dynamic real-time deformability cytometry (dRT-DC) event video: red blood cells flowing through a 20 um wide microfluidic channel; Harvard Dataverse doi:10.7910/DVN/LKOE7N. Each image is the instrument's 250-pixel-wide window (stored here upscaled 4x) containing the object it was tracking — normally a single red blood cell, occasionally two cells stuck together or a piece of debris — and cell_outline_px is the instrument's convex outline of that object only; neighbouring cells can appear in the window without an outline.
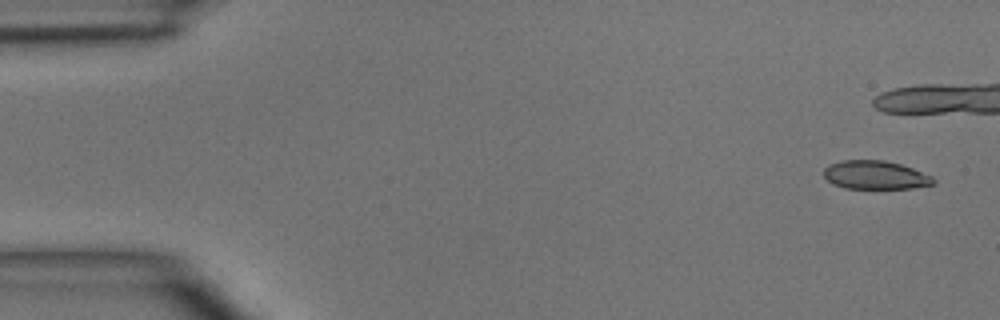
{"species": "common noctule bat (a hibernating species)", "species_latin": "Nyctalus noctula", "temperature_condition": "room temperature", "stored_images_in_passage": 8, "camera_frame_rate_fps": 3000, "um_per_image_px": 0.085, "animal": {"sex": "male", "body_mass_g": 15.6}, "frame": {"image": 1, "passage_image": 1, "time_ms": 0.0, "image_size_px": [1000, 320], "cell_outline_px": [[936, 184], [912, 188], [844, 188], [832, 184], [824, 176], [824, 168], [828, 164], [844, 160], [884, 160], [900, 164], [912, 168], [932, 176], [936, 180]], "centroid_in_image_um": [74.41, 14.88], "position_along_channel_um": 10.6, "area_um2": 18.26}}